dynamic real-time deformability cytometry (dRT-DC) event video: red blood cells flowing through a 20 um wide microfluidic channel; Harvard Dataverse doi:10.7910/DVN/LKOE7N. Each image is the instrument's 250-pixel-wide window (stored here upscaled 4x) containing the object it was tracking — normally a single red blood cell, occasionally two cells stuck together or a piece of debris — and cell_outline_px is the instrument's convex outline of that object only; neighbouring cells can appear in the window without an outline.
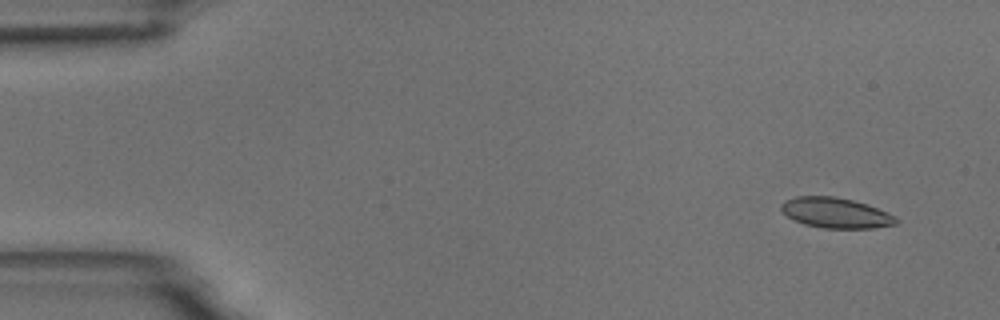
{"species": "common noctule bat (a hibernating species)", "species_latin": "Nyctalus noctula", "temperature_condition": "room temperature", "stored_images_in_passage": 5, "camera_frame_rate_fps": 3000, "um_per_image_px": 0.085, "animal": {"sex": "male", "body_mass_g": 18.8}, "frame": {"image": 1, "passage_image": 2, "time_ms": 1.0, "image_size_px": [1000, 320], "cell_outline_px": [[900, 224], [876, 228], [824, 228], [804, 224], [788, 216], [780, 208], [780, 204], [784, 200], [796, 196], [832, 196], [852, 200], [868, 204], [896, 216], [900, 220]], "centroid_in_image_um": [71.09, 18.09], "position_along_channel_um": 13.9, "area_um2": 20.46}}
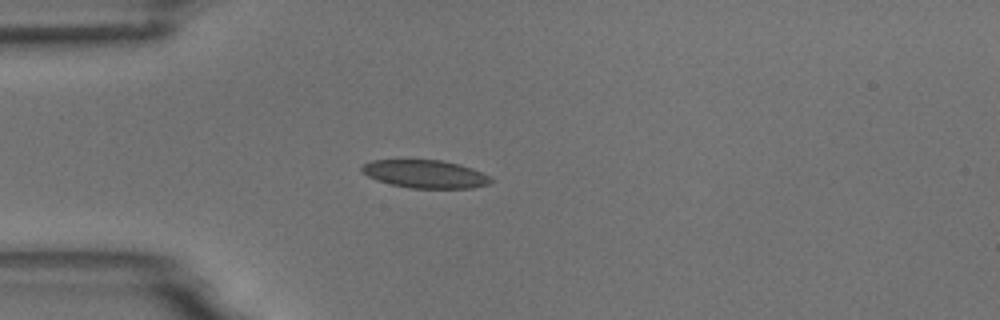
{"frame": {"image": 2, "passage_image": 5, "time_ms": 4.667, "image_size_px": [1000, 320], "cell_outline_px": [[492, 180], [488, 184], [472, 188], [408, 188], [376, 180], [368, 176], [360, 168], [364, 164], [372, 160], [440, 160], [460, 164], [472, 168], [488, 176]], "centroid_in_image_um": [36.13, 14.79], "position_along_channel_um": 48.9, "area_um2": 20.87}}